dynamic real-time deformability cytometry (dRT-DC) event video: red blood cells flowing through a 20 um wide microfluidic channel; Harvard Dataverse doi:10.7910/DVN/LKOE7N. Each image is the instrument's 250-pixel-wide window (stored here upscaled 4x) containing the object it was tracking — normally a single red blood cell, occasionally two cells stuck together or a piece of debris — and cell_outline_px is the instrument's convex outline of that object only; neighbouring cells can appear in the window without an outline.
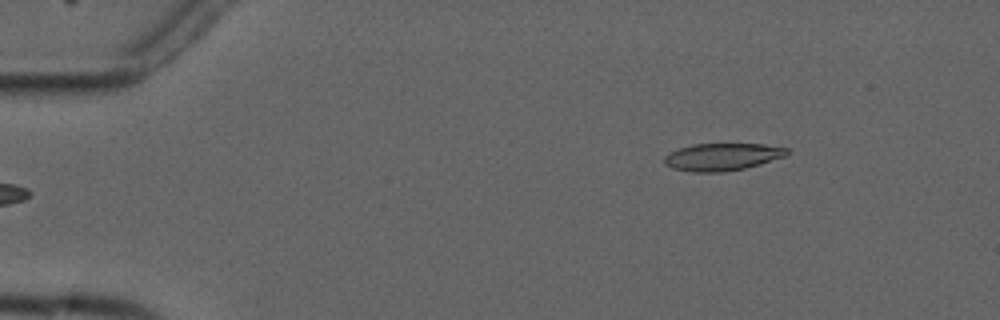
{"species": "common noctule bat (a hibernating species)", "species_latin": "Nyctalus noctula", "temperature_condition": "cold", "stored_images_in_passage": 5, "segment_of_instrument_passage": [2, 2], "camera_frame_rate_fps": 3000, "um_per_image_px": 0.085, "animal": {"sex": "male", "forearm_length_mm": 52.5}, "frame": {"image": 1, "passage_image": 5, "time_ms": 6.0, "image_size_px": [1000, 320], "cell_outline_px": [[792, 152], [788, 156], [760, 164], [744, 168], [724, 172], [692, 172], [672, 168], [664, 164], [664, 156], [668, 152], [692, 144], [764, 144], [788, 148]], "centroid_in_image_um": [61.42, 13.33], "position_along_channel_um": 23.6, "area_um2": 19.83}}